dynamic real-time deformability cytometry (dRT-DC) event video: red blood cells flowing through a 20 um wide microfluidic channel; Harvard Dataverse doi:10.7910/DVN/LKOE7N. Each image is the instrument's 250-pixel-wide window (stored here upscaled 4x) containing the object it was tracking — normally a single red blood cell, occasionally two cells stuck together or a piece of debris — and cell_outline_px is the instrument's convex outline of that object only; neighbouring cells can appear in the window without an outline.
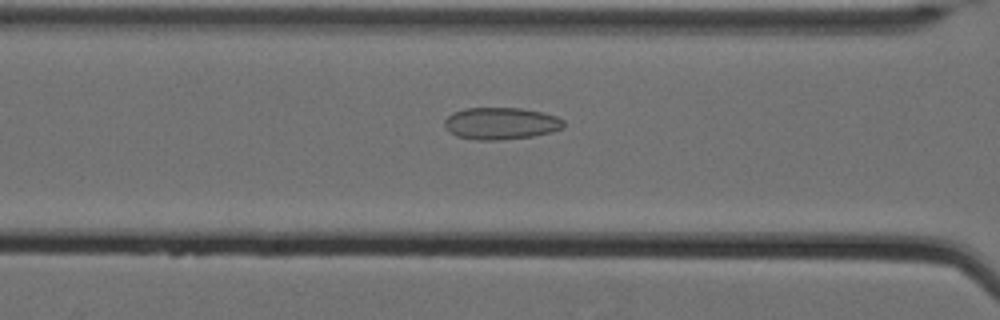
{"species": "Egyptian fruit bat (a non-hibernating species)", "species_latin": "Rousettus aegyptiacus", "temperature_condition": "cold", "stored_images_in_passage": 39, "camera_frame_rate_fps": 3000, "um_per_image_px": 0.085, "animal": {"sex": "female"}, "frame": {"image": 1, "passage_image": 8, "time_ms": 2.333, "image_size_px": [1000, 320], "cell_outline_px": [[564, 124], [560, 128], [552, 132], [532, 136], [500, 140], [476, 140], [456, 136], [444, 128], [444, 120], [452, 112], [464, 108], [520, 108], [540, 112], [556, 116], [564, 120]], "centroid_in_image_um": [42.52, 10.49], "position_along_channel_um": 124.1, "area_um2": 22.25}}
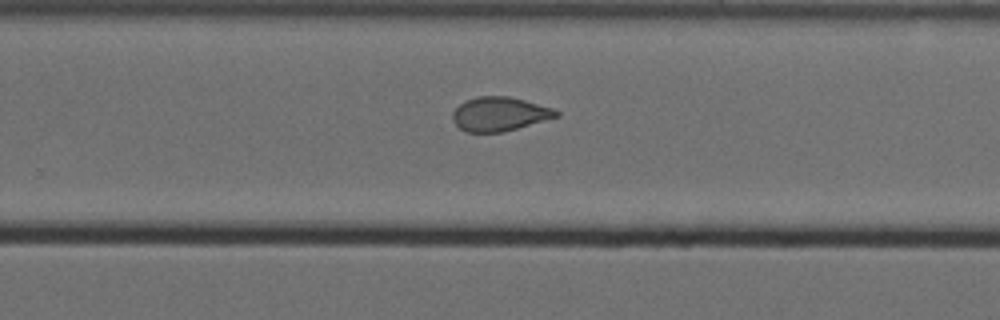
{"frame": {"image": 2, "passage_image": 22, "time_ms": 7.0, "image_size_px": [1000, 320], "cell_outline_px": [[560, 116], [516, 128], [500, 132], [468, 132], [460, 128], [452, 120], [452, 112], [464, 100], [476, 96], [508, 96], [524, 100], [552, 108], [560, 112]], "centroid_in_image_um": [42.43, 9.68], "position_along_channel_um": 287.4, "area_um2": 20.4}}
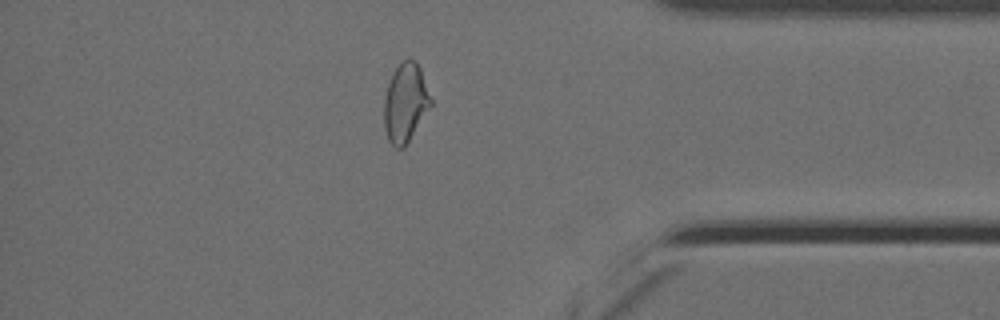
{"frame": {"image": 3, "passage_image": 33, "time_ms": 10.667, "image_size_px": [1000, 320], "cell_outline_px": [[432, 104], [404, 148], [396, 148], [388, 140], [384, 128], [384, 96], [392, 72], [404, 60], [412, 60], [420, 68], [432, 100]], "centroid_in_image_um": [34.44, 8.77], "position_along_channel_um": 400.8, "area_um2": 21.21}}